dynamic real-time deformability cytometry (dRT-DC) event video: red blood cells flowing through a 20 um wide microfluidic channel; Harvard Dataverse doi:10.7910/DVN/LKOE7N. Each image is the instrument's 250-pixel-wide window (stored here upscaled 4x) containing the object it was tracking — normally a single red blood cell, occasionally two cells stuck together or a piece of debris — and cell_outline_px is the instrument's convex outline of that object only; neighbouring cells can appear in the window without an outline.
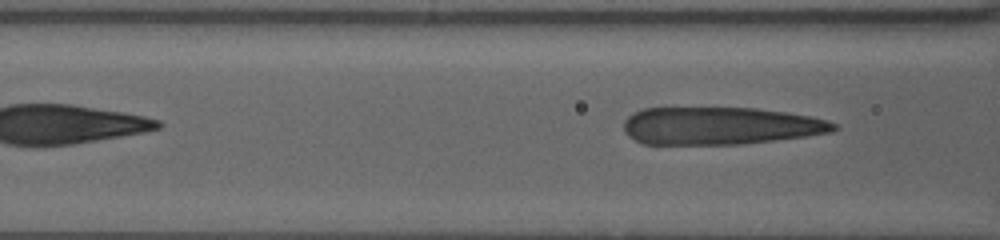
{"species": "human", "species_latin": "Homo sapiens", "temperature_condition": "warm", "stored_images_in_passage": 5, "segment_of_instrument_passage": [2, 2], "camera_frame_rate_fps": 3000, "um_per_image_px": 0.085, "donor": {"sex": "female"}, "frame": {"image": 1, "passage_image": 5, "time_ms": 3.667, "image_size_px": [1000, 240], "cell_outline_px": [[840, 128], [832, 132], [776, 140], [744, 144], [644, 144], [628, 136], [624, 132], [624, 120], [632, 112], [644, 108], [756, 108], [788, 112], [812, 116], [828, 120], [836, 124]], "centroid_in_image_um": [61.23, 10.69], "position_along_channel_um": 105.4, "area_um2": 46.3}}